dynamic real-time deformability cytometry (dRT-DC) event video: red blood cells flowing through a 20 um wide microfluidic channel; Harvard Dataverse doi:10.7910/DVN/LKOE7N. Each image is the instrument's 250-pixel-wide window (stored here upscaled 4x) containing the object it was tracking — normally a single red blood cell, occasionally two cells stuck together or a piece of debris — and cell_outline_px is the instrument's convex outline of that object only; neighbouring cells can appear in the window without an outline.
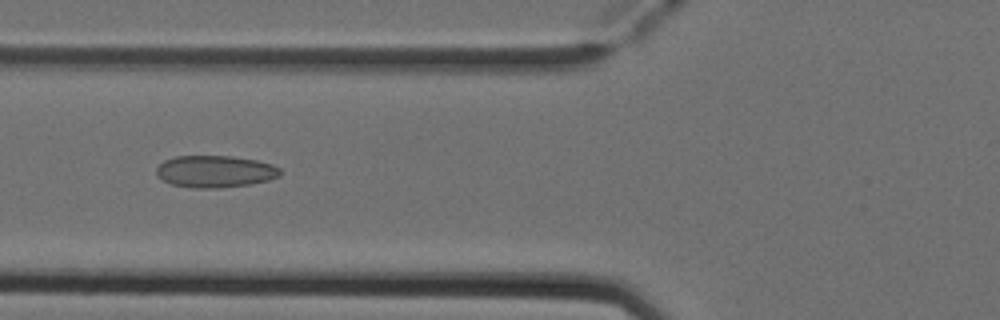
{"species": "Egyptian fruit bat (a non-hibernating species)", "species_latin": "Rousettus aegyptiacus", "temperature_condition": "cold", "stored_images_in_passage": 7, "camera_frame_rate_fps": 3000, "um_per_image_px": 0.085, "animal": {"sex": "female"}, "frame": {"image": 1, "passage_image": 5, "time_ms": 1.333, "image_size_px": [1000, 320], "cell_outline_px": [[280, 176], [268, 180], [252, 184], [216, 188], [192, 188], [172, 184], [156, 176], [156, 168], [164, 160], [176, 156], [232, 156], [256, 160], [272, 164], [280, 168]], "centroid_in_image_um": [18.28, 14.57], "position_along_channel_um": 107.5, "area_um2": 23.12}}
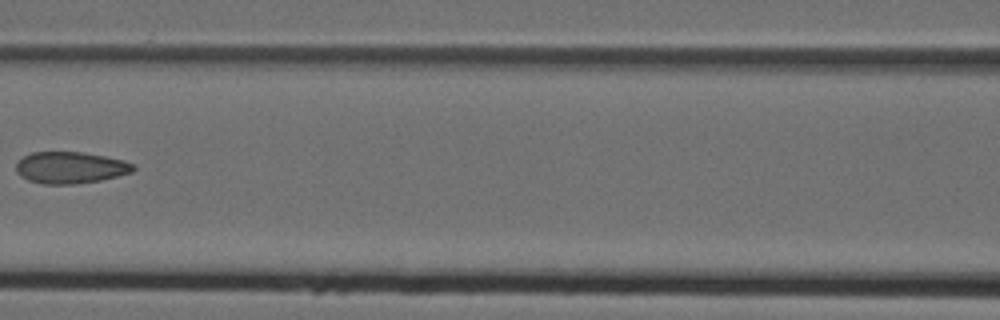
{"frame": {"image": 2, "passage_image": 6, "time_ms": 1.667, "image_size_px": [1000, 320], "cell_outline_px": [[136, 168], [132, 172], [100, 180], [76, 184], [44, 184], [28, 180], [20, 176], [16, 172], [16, 164], [24, 156], [32, 152], [80, 152], [104, 156], [124, 160], [132, 164]], "centroid_in_image_um": [5.96, 14.25], "position_along_channel_um": 160.6, "area_um2": 21.5}}
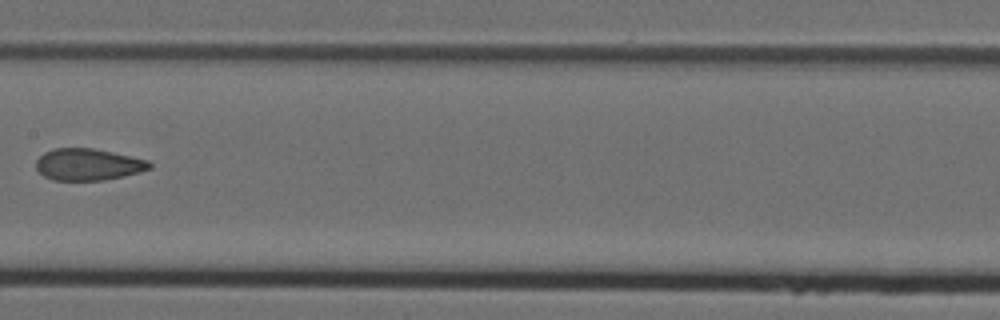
{"frame": {"image": 3, "passage_image": 7, "time_ms": 2.0, "image_size_px": [1000, 320], "cell_outline_px": [[152, 168], [140, 172], [124, 176], [104, 180], [52, 180], [44, 176], [36, 168], [36, 160], [44, 152], [52, 148], [92, 148], [112, 152], [148, 160], [152, 164]], "centroid_in_image_um": [7.49, 13.98], "position_along_channel_um": 199.9, "area_um2": 21.04}}